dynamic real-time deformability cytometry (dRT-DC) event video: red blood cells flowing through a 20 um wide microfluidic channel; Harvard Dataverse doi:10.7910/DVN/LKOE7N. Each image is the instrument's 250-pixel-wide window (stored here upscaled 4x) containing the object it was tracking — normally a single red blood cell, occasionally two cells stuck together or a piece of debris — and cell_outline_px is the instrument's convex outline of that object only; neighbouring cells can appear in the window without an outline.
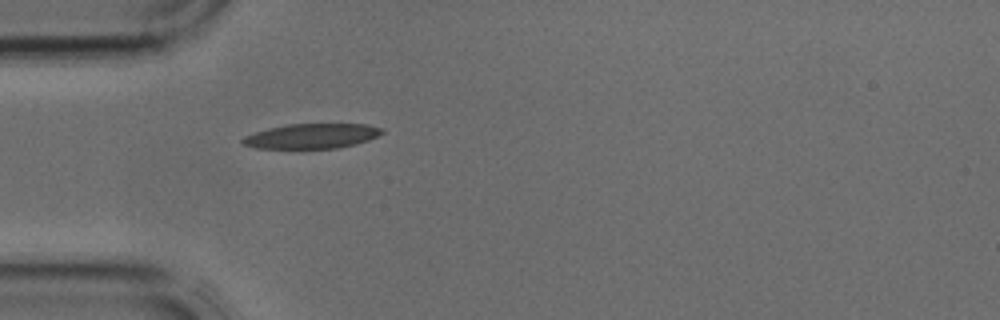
{"species": "common noctule bat (a hibernating species)", "species_latin": "Nyctalus noctula", "temperature_condition": "cold", "stored_images_in_passage": 1, "camera_frame_rate_fps": 3000, "um_per_image_px": 0.085, "animal": {"sex": "male", "body_mass_g": 17.9, "forearm_length_mm": 54.2}, "frame": {"image": 1, "passage_image": 1, "time_ms": 0.0, "image_size_px": [1000, 320], "cell_outline_px": [[384, 132], [368, 140], [336, 148], [256, 148], [244, 144], [240, 140], [244, 136], [268, 128], [288, 124], [364, 124], [380, 128]], "centroid_in_image_um": [26.45, 11.56], "position_along_channel_um": 58.5, "area_um2": 19.83}}